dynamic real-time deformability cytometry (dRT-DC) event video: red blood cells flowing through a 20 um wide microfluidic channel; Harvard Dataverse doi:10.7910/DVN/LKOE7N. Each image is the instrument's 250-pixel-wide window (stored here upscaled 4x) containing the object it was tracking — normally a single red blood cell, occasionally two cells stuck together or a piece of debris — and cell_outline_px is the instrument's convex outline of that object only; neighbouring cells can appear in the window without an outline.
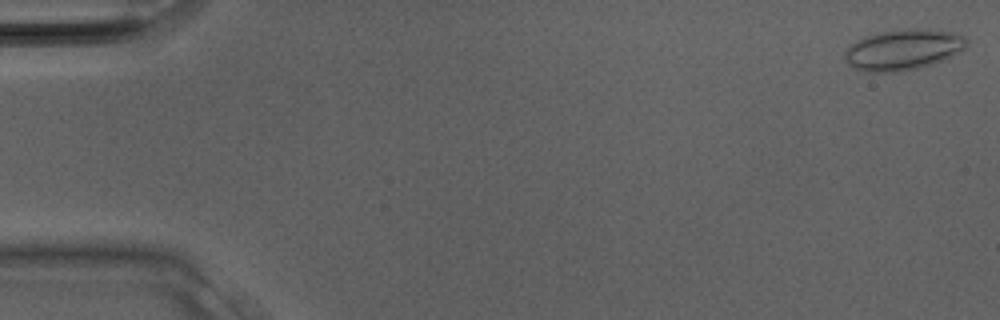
{"species": "Egyptian fruit bat (a non-hibernating species)", "species_latin": "Rousettus aegyptiacus", "temperature_condition": "room temperature", "stored_images_in_passage": 31, "camera_frame_rate_fps": 3000, "um_per_image_px": 0.085, "animal": {"sex": "male"}, "frame": {"image": 1, "passage_image": 1, "time_ms": 0.0, "image_size_px": [1000, 320], "cell_outline_px": [[968, 44], [964, 48], [952, 56], [932, 64], [920, 68], [896, 72], [868, 72], [852, 68], [844, 60], [844, 52], [856, 40], [864, 36], [876, 32], [916, 28], [924, 28], [952, 32], [964, 36], [968, 40]], "centroid_in_image_um": [76.75, 4.22], "position_along_channel_um": 8.3, "area_um2": 29.19}}
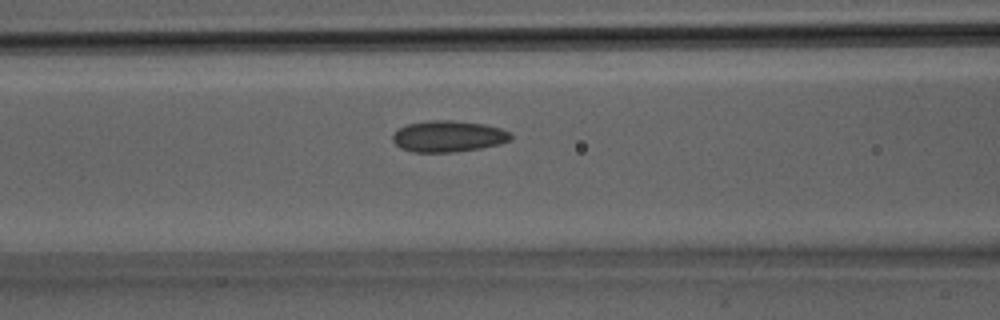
{"frame": {"image": 2, "passage_image": 13, "time_ms": 4.0, "image_size_px": [1000, 320], "cell_outline_px": [[512, 140], [500, 144], [480, 148], [456, 152], [412, 152], [400, 148], [392, 140], [392, 136], [400, 128], [408, 124], [432, 120], [452, 120], [484, 124], [500, 128], [512, 132]], "centroid_in_image_um": [38.14, 11.59], "position_along_channel_um": 128.5, "area_um2": 21.62}}
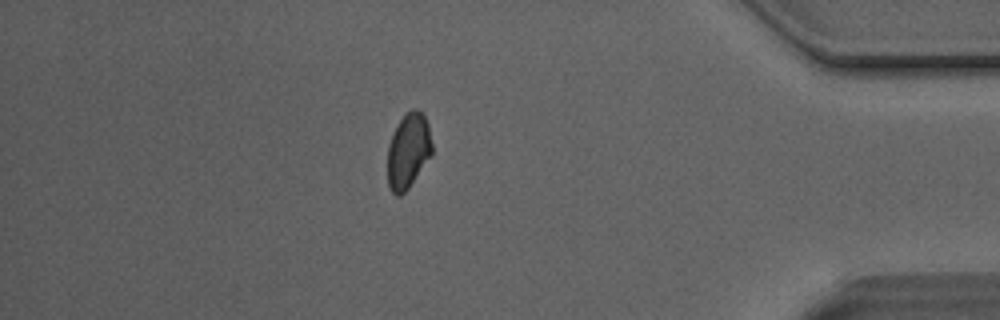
{"frame": {"image": 3, "passage_image": 27, "time_ms": 8.667, "image_size_px": [1000, 320], "cell_outline_px": [[432, 156], [408, 188], [400, 196], [396, 196], [388, 188], [388, 144], [404, 112], [412, 108], [416, 108], [424, 112], [428, 124], [432, 144]], "centroid_in_image_um": [34.72, 12.8], "position_along_channel_um": 400.5, "area_um2": 19.77}}